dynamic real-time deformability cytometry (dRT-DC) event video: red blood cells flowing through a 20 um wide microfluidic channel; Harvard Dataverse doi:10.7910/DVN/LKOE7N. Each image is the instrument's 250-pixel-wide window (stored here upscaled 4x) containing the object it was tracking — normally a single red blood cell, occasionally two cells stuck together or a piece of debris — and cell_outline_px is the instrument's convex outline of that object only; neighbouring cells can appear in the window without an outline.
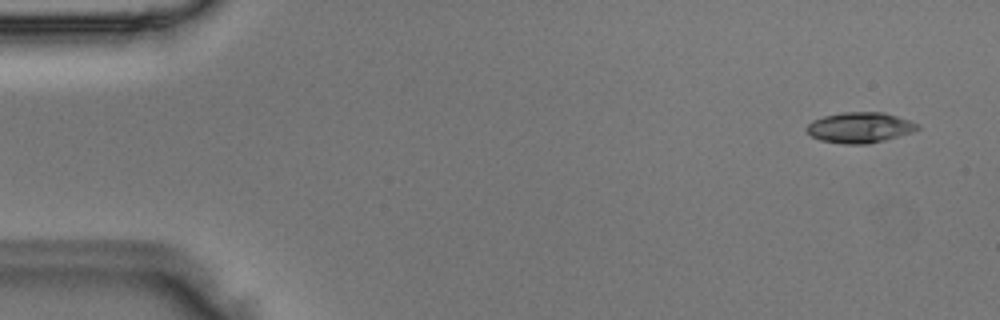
{"species": "Egyptian fruit bat (a non-hibernating species)", "species_latin": "Rousettus aegyptiacus", "temperature_condition": "room temperature", "stored_images_in_passage": 4, "camera_frame_rate_fps": 3000, "um_per_image_px": 0.085, "animal": {"sex": "male"}, "frame": {"image": 1, "passage_image": 1, "time_ms": 0.0, "image_size_px": [1000, 320], "cell_outline_px": [[920, 128], [912, 132], [884, 140], [868, 144], [844, 144], [820, 140], [812, 136], [804, 128], [812, 120], [824, 116], [840, 112], [884, 112], [920, 124]], "centroid_in_image_um": [73.07, 10.84], "position_along_channel_um": 11.9, "area_um2": 19.77}}